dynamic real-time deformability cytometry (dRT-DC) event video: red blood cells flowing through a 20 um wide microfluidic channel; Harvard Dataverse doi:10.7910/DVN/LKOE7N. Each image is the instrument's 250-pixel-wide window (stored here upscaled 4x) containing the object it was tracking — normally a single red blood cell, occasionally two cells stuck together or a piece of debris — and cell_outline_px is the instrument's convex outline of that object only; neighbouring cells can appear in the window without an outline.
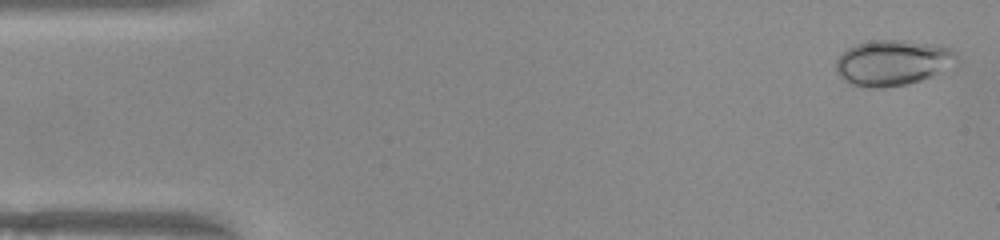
{"species": "common noctule bat (a hibernating species)", "species_latin": "Nyctalus noctula", "temperature_condition": "warm", "stored_images_in_passage": 50, "camera_frame_rate_fps": 3000, "um_per_image_px": 0.085, "animal": {"sex": "female", "body_mass_g": 22.0, "forearm_length_mm": 56.7}, "frame": {"image": 1, "passage_image": 1, "time_ms": 0.0, "image_size_px": [1000, 240], "cell_outline_px": [[960, 60], [940, 72], [932, 76], [908, 84], [884, 88], [868, 88], [852, 84], [844, 80], [836, 72], [836, 60], [848, 48], [856, 44], [872, 40], [904, 40], [936, 44], [952, 48], [956, 52]], "centroid_in_image_um": [75.91, 5.32], "position_along_channel_um": 9.1, "area_um2": 32.31}}
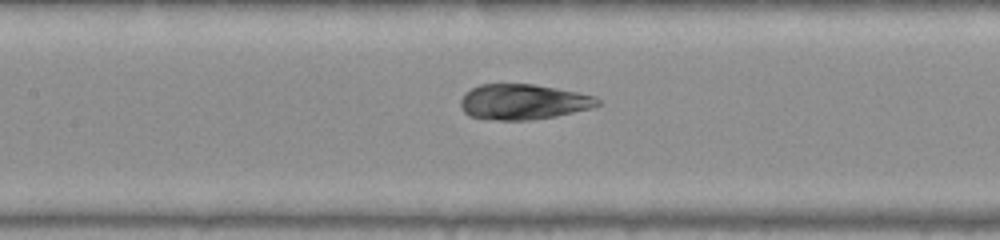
{"frame": {"image": 2, "passage_image": 22, "time_ms": 7.0, "image_size_px": [1000, 240], "cell_outline_px": [[600, 104], [588, 108], [556, 116], [528, 120], [500, 120], [468, 116], [464, 112], [460, 104], [460, 100], [464, 92], [480, 84], [532, 84], [556, 88], [596, 96], [600, 100]], "centroid_in_image_um": [44.43, 8.65], "position_along_channel_um": 163.0, "area_um2": 28.09}}
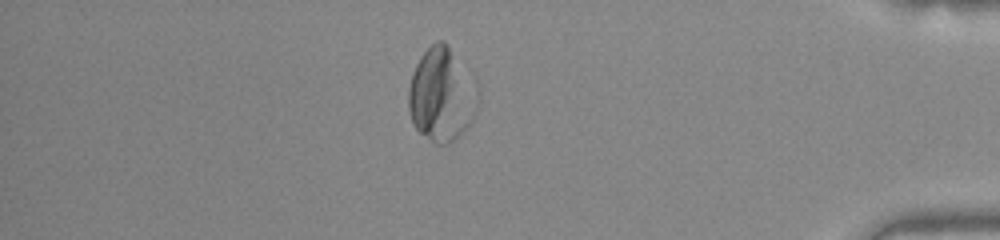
{"frame": {"image": 3, "passage_image": 43, "time_ms": 14.0, "image_size_px": [1000, 240], "cell_outline_px": [[472, 116], [464, 132], [460, 136], [448, 144], [436, 144], [420, 132], [412, 124], [408, 108], [408, 88], [412, 72], [420, 56], [436, 40], [444, 40], [448, 48]], "centroid_in_image_um": [37.21, 8.21], "position_along_channel_um": 398.0, "area_um2": 33.0}}